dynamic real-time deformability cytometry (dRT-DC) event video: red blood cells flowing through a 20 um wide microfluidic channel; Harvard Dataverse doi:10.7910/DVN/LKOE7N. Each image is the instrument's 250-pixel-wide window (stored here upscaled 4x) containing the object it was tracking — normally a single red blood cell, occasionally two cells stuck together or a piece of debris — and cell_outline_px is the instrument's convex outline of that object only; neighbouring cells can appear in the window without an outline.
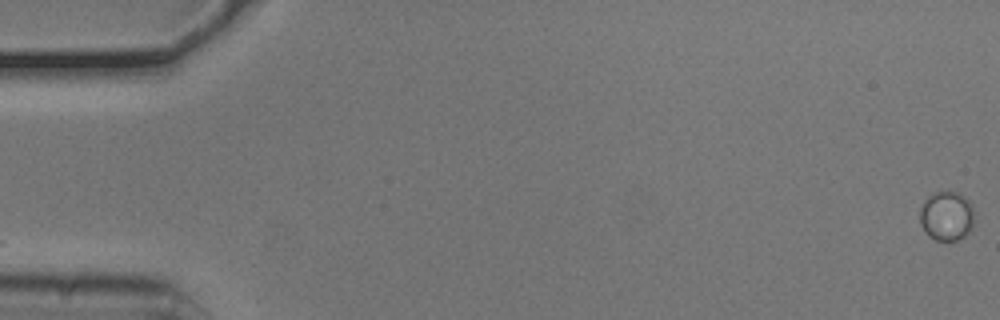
{"species": "common noctule bat (a hibernating species)", "species_latin": "Nyctalus noctula", "temperature_condition": "cold", "stored_images_in_passage": 8, "camera_frame_rate_fps": 3000, "um_per_image_px": 0.085, "animal": {"sex": "male", "body_mass_g": 20.5, "forearm_length_mm": 52.5}, "frame": {"image": 1, "passage_image": 1, "time_ms": 0.0, "image_size_px": [1000, 320], "cell_outline_px": [[976, 220], [972, 228], [964, 236], [956, 240], [936, 240], [928, 236], [924, 232], [920, 224], [920, 208], [924, 200], [928, 196], [936, 192], [956, 192], [964, 196], [972, 204]], "centroid_in_image_um": [80.48, 18.36], "position_along_channel_um": 4.5, "area_um2": 15.95}}